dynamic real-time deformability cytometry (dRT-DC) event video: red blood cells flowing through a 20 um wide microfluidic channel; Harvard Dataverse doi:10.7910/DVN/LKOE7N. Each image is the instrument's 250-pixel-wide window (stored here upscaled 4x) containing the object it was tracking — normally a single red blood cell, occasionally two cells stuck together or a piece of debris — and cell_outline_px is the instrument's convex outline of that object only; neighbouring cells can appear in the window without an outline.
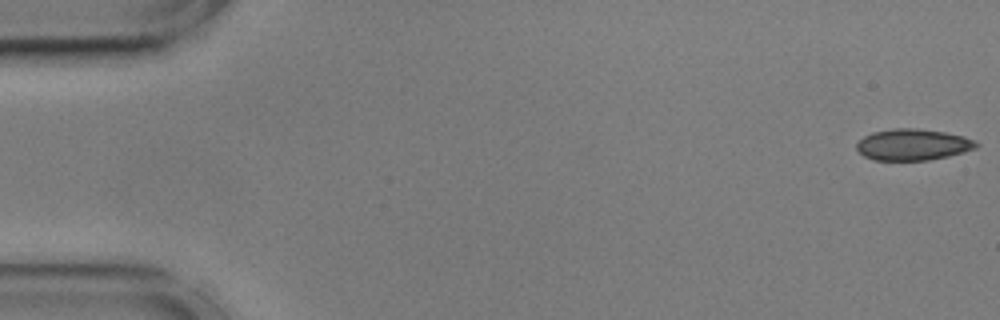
{"species": "common noctule bat (a hibernating species)", "species_latin": "Nyctalus noctula", "temperature_condition": "cold", "stored_images_in_passage": 52, "camera_frame_rate_fps": 3000, "um_per_image_px": 0.085, "animal": {"sex": "male", "body_mass_g": 17.9, "forearm_length_mm": 54.2}, "frame": {"image": 1, "passage_image": 1, "time_ms": 0.0, "image_size_px": [1000, 320], "cell_outline_px": [[980, 144], [976, 148], [964, 152], [948, 156], [928, 160], [872, 160], [864, 156], [856, 148], [856, 144], [864, 136], [872, 132], [892, 128], [916, 128], [944, 132], [964, 136], [976, 140]], "centroid_in_image_um": [77.61, 12.29], "position_along_channel_um": 7.4, "area_um2": 21.96}}
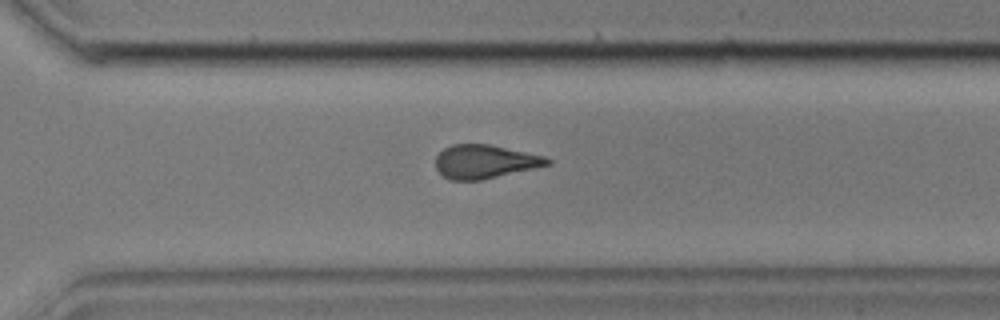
{"frame": {"image": 2, "passage_image": 39, "time_ms": 12.667, "image_size_px": [1000, 320], "cell_outline_px": [[552, 164], [536, 168], [480, 180], [448, 180], [440, 176], [436, 168], [436, 156], [444, 148], [452, 144], [488, 144], [544, 156], [552, 160]], "centroid_in_image_um": [41.18, 13.75], "position_along_channel_um": 329.4, "area_um2": 21.96}}
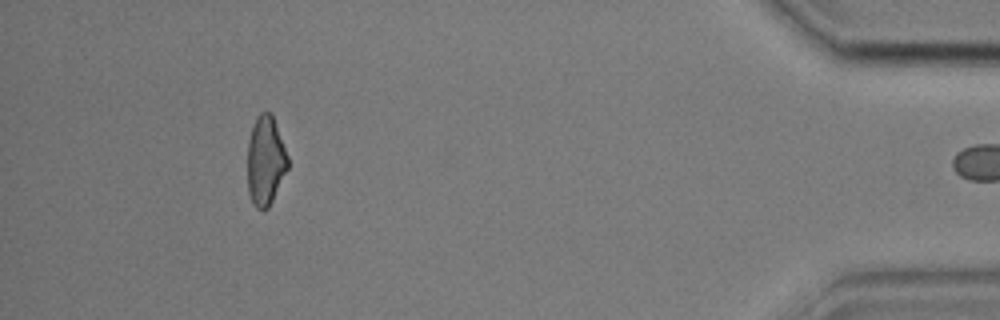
{"frame": {"image": 3, "passage_image": 51, "time_ms": 16.667, "image_size_px": [1000, 320], "cell_outline_px": [[288, 168], [268, 208], [256, 208], [252, 204], [248, 192], [248, 140], [256, 116], [260, 112], [272, 112], [288, 156]], "centroid_in_image_um": [22.56, 13.63], "position_along_channel_um": 412.6, "area_um2": 20.98}}